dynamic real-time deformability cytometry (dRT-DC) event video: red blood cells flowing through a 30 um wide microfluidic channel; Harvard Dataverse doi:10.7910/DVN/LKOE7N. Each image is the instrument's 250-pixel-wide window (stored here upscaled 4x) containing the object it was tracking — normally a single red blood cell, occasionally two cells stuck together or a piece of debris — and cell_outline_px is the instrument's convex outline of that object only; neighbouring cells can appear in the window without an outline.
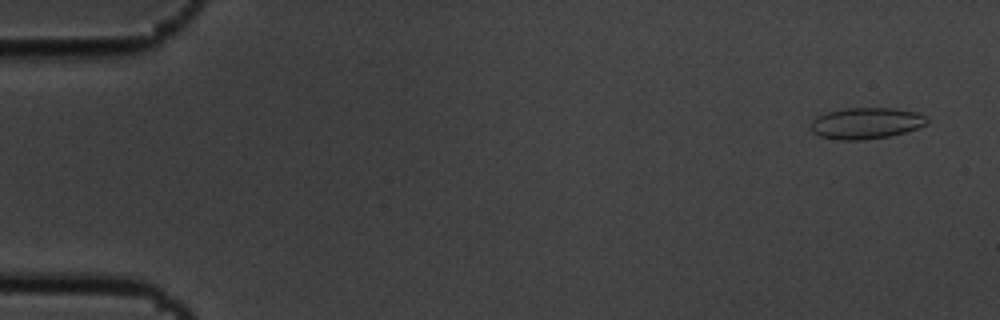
{"species": "common noctule bat (a hibernating species)", "species_latin": "Nyctalus noctula", "temperature_condition": "cold", "stored_images_in_passage": 3, "camera_frame_rate_fps": 3000, "um_per_image_px": 0.085, "animal": {"sex": "male", "body_mass_g": 19.5, "forearm_length_mm": 54.6}, "frame": {"image": 1, "passage_image": 1, "time_ms": 0.0, "image_size_px": [1000, 320], "cell_outline_px": [[928, 124], [920, 128], [888, 136], [864, 140], [836, 140], [820, 136], [812, 132], [808, 128], [812, 120], [816, 116], [828, 112], [844, 108], [896, 108], [916, 112], [928, 116]], "centroid_in_image_um": [73.62, 10.47], "position_along_channel_um": 11.4, "area_um2": 21.56}}